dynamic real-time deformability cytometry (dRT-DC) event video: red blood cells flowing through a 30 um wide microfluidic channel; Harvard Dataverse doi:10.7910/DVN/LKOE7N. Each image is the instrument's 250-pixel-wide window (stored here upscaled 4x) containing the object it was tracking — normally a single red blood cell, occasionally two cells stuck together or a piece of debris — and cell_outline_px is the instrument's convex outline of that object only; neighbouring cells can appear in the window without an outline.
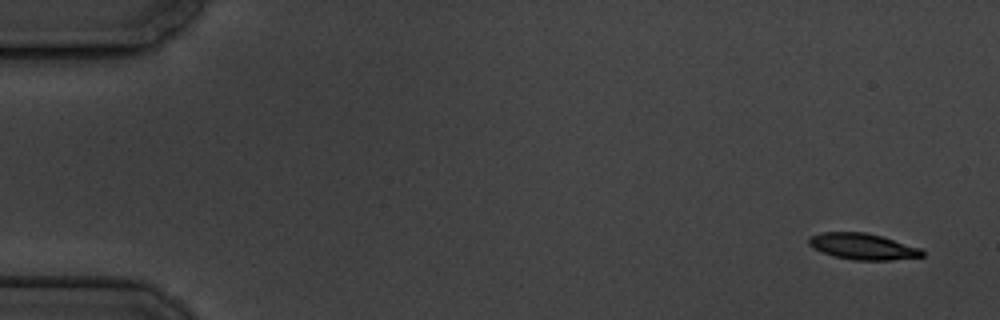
{"species": "common noctule bat (a hibernating species)", "species_latin": "Nyctalus noctula", "temperature_condition": "cold", "stored_images_in_passage": 5, "camera_frame_rate_fps": 3000, "um_per_image_px": 0.085, "animal": {"sex": "male", "body_mass_g": 19.5, "forearm_length_mm": 54.6}, "frame": {"image": 1, "passage_image": 1, "time_ms": 0.0, "image_size_px": [1000, 320], "cell_outline_px": [[924, 256], [892, 260], [852, 260], [832, 256], [812, 248], [808, 244], [808, 236], [824, 232], [864, 232], [880, 236], [920, 248], [924, 252]], "centroid_in_image_um": [73.28, 20.96], "position_along_channel_um": 11.7, "area_um2": 17.28}}
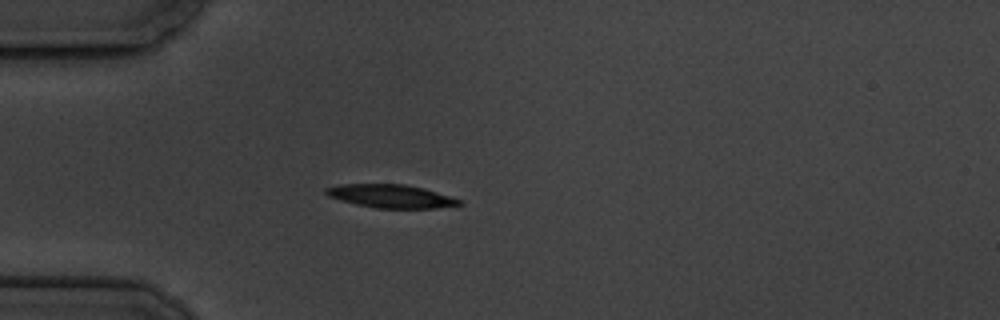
{"frame": {"image": 2, "passage_image": 5, "time_ms": 4.667, "image_size_px": [1000, 320], "cell_outline_px": [[464, 204], [436, 208], [376, 208], [356, 204], [340, 200], [328, 196], [324, 192], [324, 188], [340, 184], [404, 184], [424, 188], [452, 196], [460, 200]], "centroid_in_image_um": [33.23, 16.67], "position_along_channel_um": 51.8, "area_um2": 18.15}}